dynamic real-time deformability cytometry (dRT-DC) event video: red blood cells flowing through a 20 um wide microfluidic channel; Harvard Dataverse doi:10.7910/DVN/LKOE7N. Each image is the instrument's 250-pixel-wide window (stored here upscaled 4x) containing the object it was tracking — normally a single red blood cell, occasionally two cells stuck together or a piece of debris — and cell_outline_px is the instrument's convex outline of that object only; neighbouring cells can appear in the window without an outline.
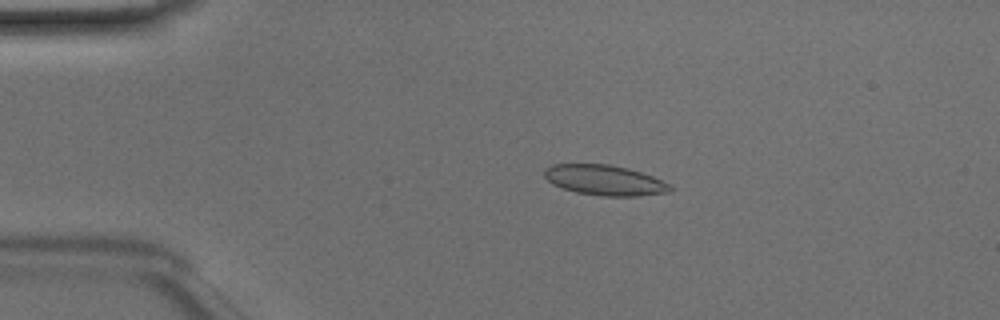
{"species": "Egyptian fruit bat (a non-hibernating species)", "species_latin": "Rousettus aegyptiacus", "temperature_condition": "room temperature", "stored_images_in_passage": 40, "camera_frame_rate_fps": 3000, "um_per_image_px": 0.085, "animal": {"sex": "male"}, "frame": {"image": 1, "passage_image": 1, "time_ms": 0.0, "image_size_px": [1000, 320], "cell_outline_px": [[672, 192], [640, 196], [604, 196], [576, 192], [552, 184], [544, 176], [544, 168], [552, 164], [612, 164], [628, 168], [652, 176], [668, 184], [672, 188]], "centroid_in_image_um": [51.39, 15.31], "position_along_channel_um": 33.6, "area_um2": 22.2}}
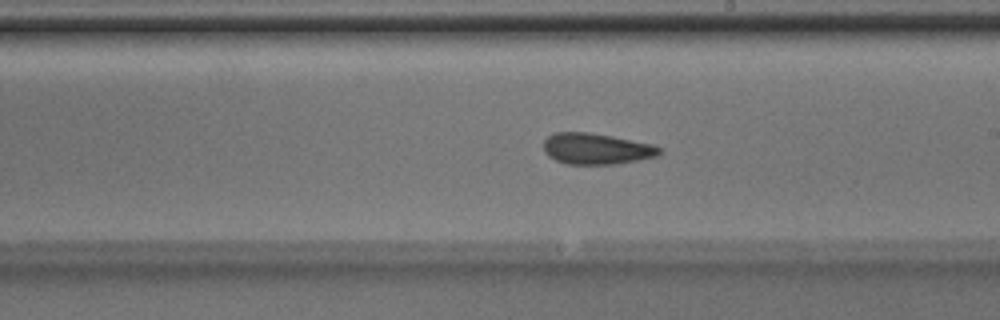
{"frame": {"image": 2, "passage_image": 19, "time_ms": 6.0, "image_size_px": [1000, 320], "cell_outline_px": [[660, 152], [656, 156], [616, 164], [568, 164], [556, 160], [548, 156], [544, 152], [544, 140], [552, 132], [588, 132], [612, 136], [652, 144], [660, 148]], "centroid_in_image_um": [50.64, 12.64], "position_along_channel_um": 238.4, "area_um2": 20.87}}
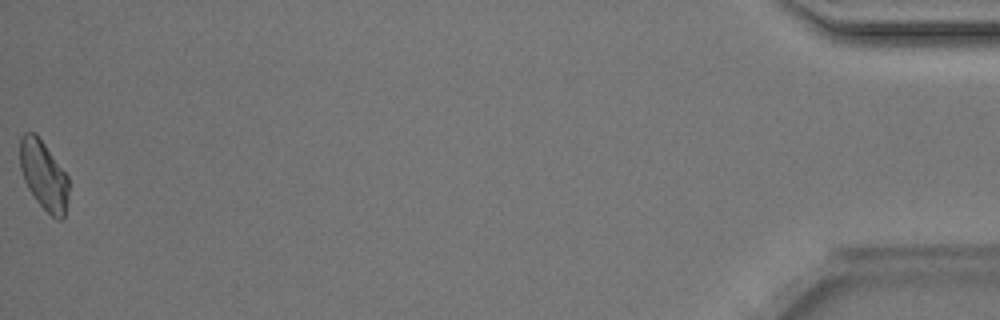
{"frame": {"image": 3, "passage_image": 40, "time_ms": 13.0, "image_size_px": [1000, 320], "cell_outline_px": [[68, 200], [64, 216], [60, 220], [56, 220], [36, 200], [28, 188], [24, 180], [20, 168], [20, 136], [24, 132], [36, 132], [68, 176]], "centroid_in_image_um": [3.71, 14.88], "position_along_channel_um": 431.5, "area_um2": 19.65}, "authors_computed_cell_mechanics": {"area_um2": 20.6924, "velocity_mm_per_s": 4.1531, "shape_relaxation_time_tau1_ms": 6.3911, "shape_relaxation_time_tau2_ms": 3.6742, "deformation_change_tau1": 0.124, "deformation_change_tau2": 0.0853}}